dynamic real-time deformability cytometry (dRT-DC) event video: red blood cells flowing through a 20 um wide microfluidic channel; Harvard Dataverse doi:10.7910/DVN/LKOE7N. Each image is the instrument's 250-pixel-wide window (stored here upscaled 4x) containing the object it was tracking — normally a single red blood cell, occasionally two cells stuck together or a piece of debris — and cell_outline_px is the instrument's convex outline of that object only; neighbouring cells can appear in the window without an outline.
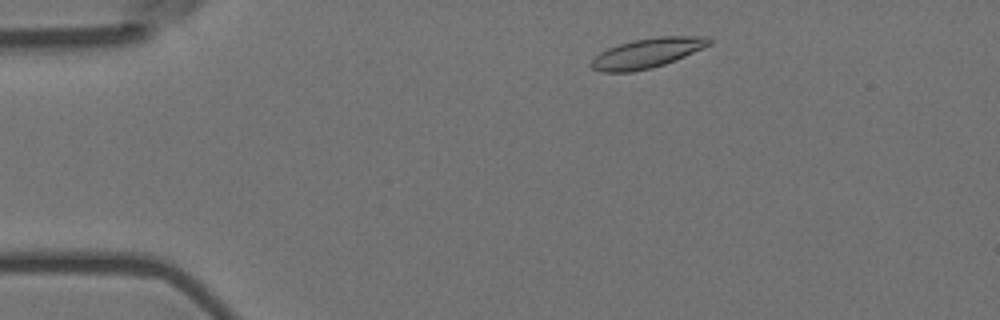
{"species": "Egyptian fruit bat (a non-hibernating species)", "species_latin": "Rousettus aegyptiacus", "temperature_condition": "room temperature", "stored_images_in_passage": 49, "camera_frame_rate_fps": 3000, "um_per_image_px": 0.085, "animal": {"sex": "female"}, "frame": {"image": 1, "passage_image": 4, "time_ms": 1.0, "image_size_px": [1000, 320], "cell_outline_px": [[712, 44], [704, 48], [676, 60], [652, 68], [632, 72], [600, 72], [592, 68], [588, 64], [600, 52], [608, 48], [632, 40], [660, 36], [708, 36], [712, 40]], "centroid_in_image_um": [55.03, 4.51], "position_along_channel_um": 30.0, "area_um2": 20.58}}
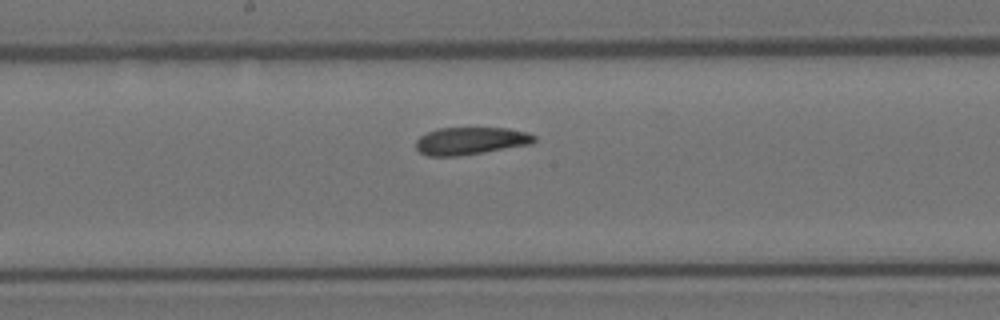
{"frame": {"image": 2, "passage_image": 23, "time_ms": 7.333, "image_size_px": [1000, 320], "cell_outline_px": [[536, 140], [532, 144], [460, 156], [428, 156], [420, 152], [416, 148], [416, 140], [420, 136], [436, 128], [508, 128], [528, 132], [536, 136]], "centroid_in_image_um": [40.02, 11.97], "position_along_channel_um": 208.2, "area_um2": 19.07}}
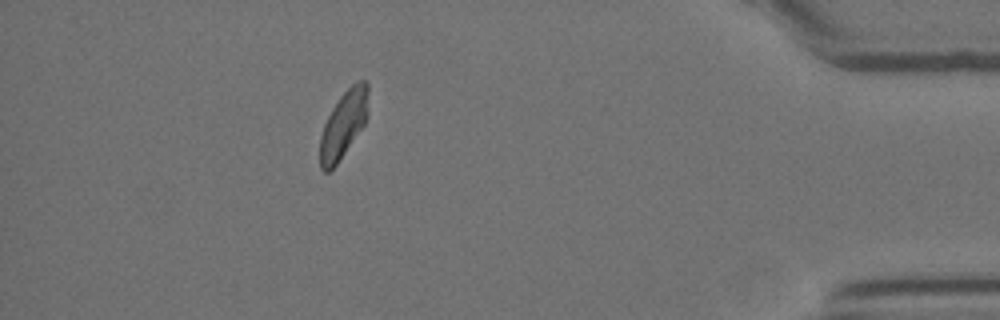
{"frame": {"image": 3, "passage_image": 43, "time_ms": 14.0, "image_size_px": [1000, 320], "cell_outline_px": [[368, 116], [364, 124], [336, 164], [328, 172], [324, 172], [320, 168], [320, 136], [324, 124], [332, 108], [340, 96], [356, 80], [364, 80], [368, 84]], "centroid_in_image_um": [29.2, 10.54], "position_along_channel_um": 406.0, "area_um2": 18.67}, "authors_computed_cell_mechanics": {"area_um2": 19.5942, "velocity_mm_per_s": 3.6999, "shape_relaxation_time_tau1_ms": 10.2769, "shape_relaxation_time_tau2_ms": 3.6588, "deformation_change_tau1": 0.1944, "deformation_change_tau2": 0.0997}}